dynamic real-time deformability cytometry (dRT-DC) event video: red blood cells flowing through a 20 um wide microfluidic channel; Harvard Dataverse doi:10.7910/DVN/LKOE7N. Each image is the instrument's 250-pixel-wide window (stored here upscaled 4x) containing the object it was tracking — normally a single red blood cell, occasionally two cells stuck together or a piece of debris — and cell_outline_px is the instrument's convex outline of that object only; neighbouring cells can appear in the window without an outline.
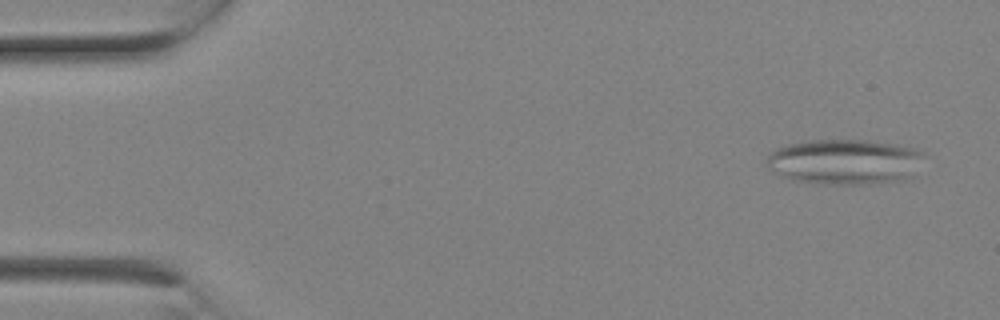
{"species": "Egyptian fruit bat (a non-hibernating species)", "species_latin": "Rousettus aegyptiacus", "temperature_condition": "room temperature", "stored_images_in_passage": 1, "camera_frame_rate_fps": 3000, "um_per_image_px": 0.085, "animal": {"sex": "female"}, "frame": {"image": 1, "passage_image": 1, "time_ms": 0.0, "image_size_px": [1000, 320], "cell_outline_px": [[924, 152], [912, 176], [904, 180], [868, 184], [824, 184], [792, 180], [768, 168], [768, 156], [776, 148], [788, 144], [804, 140], [868, 140], [896, 144], [912, 148]], "centroid_in_image_um": [71.79, 13.74], "position_along_channel_um": 13.2, "area_um2": 41.38}}